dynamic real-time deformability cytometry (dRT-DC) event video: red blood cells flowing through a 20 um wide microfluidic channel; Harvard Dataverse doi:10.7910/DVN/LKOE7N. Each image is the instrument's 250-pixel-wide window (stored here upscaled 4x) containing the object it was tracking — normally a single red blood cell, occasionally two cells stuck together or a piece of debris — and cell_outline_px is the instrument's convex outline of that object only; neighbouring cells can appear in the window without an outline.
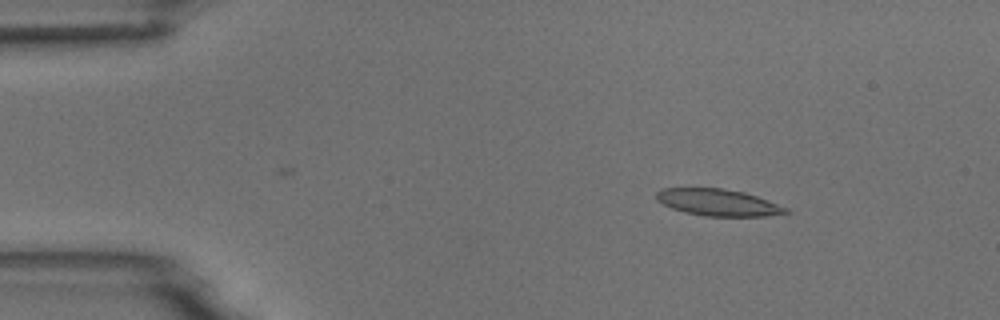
{"species": "common noctule bat (a hibernating species)", "species_latin": "Nyctalus noctula", "temperature_condition": "room temperature", "stored_images_in_passage": 6, "camera_frame_rate_fps": 3000, "um_per_image_px": 0.085, "animal": {"sex": "male", "body_mass_g": 18.8}, "frame": {"image": 1, "passage_image": 3, "time_ms": 2.333, "image_size_px": [1000, 320], "cell_outline_px": [[792, 212], [764, 216], [704, 216], [684, 212], [672, 208], [656, 200], [656, 192], [660, 188], [720, 188], [744, 192], [768, 200], [788, 208]], "centroid_in_image_um": [61.03, 17.21], "position_along_channel_um": 24.0, "area_um2": 20.17}}
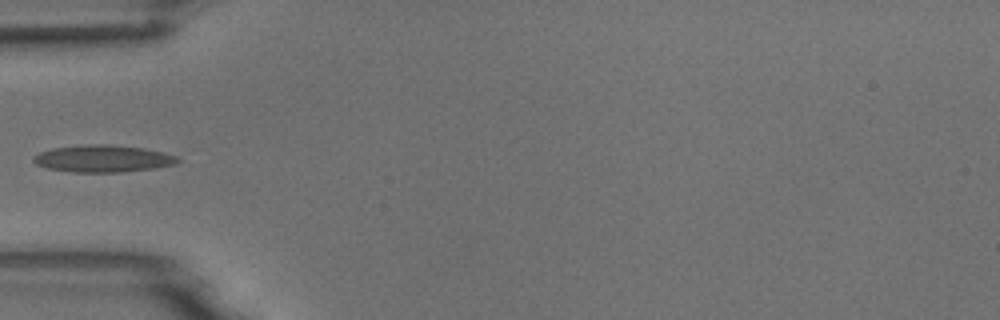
{"frame": {"image": 2, "passage_image": 6, "time_ms": 5.667, "image_size_px": [1000, 320], "cell_outline_px": [[180, 160], [176, 164], [156, 168], [120, 172], [72, 172], [48, 168], [36, 164], [32, 160], [32, 156], [40, 152], [52, 148], [88, 144], [108, 144], [144, 148], [176, 156]], "centroid_in_image_um": [8.73, 13.48], "position_along_channel_um": 76.3, "area_um2": 22.72}}